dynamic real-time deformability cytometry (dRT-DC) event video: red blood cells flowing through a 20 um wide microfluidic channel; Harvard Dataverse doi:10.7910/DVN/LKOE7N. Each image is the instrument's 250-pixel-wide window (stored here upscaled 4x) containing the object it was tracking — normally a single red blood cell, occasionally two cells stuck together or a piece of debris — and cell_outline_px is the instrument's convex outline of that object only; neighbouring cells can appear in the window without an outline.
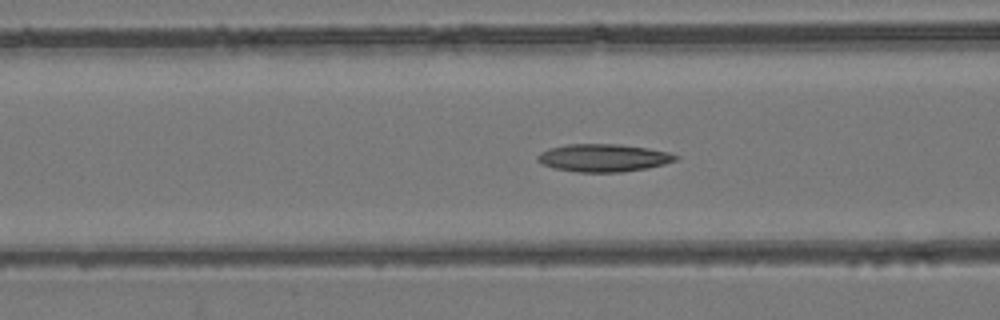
{"species": "common noctule bat (a hibernating species)", "species_latin": "Nyctalus noctula", "temperature_condition": "room temperature", "stored_images_in_passage": 51, "camera_frame_rate_fps": 3000, "um_per_image_px": 0.085, "animal": {"sex": "female", "body_mass_g": 24.6, "forearm_length_mm": 56.2}, "frame": {"image": 1, "passage_image": 19, "time_ms": 6.0, "image_size_px": [1000, 320], "cell_outline_px": [[680, 156], [676, 160], [664, 164], [648, 168], [624, 172], [576, 172], [552, 168], [540, 164], [536, 160], [536, 156], [540, 152], [548, 148], [568, 144], [620, 144], [648, 148], [668, 152]], "centroid_in_image_um": [51.25, 13.42], "position_along_channel_um": 115.3, "area_um2": 22.6}}
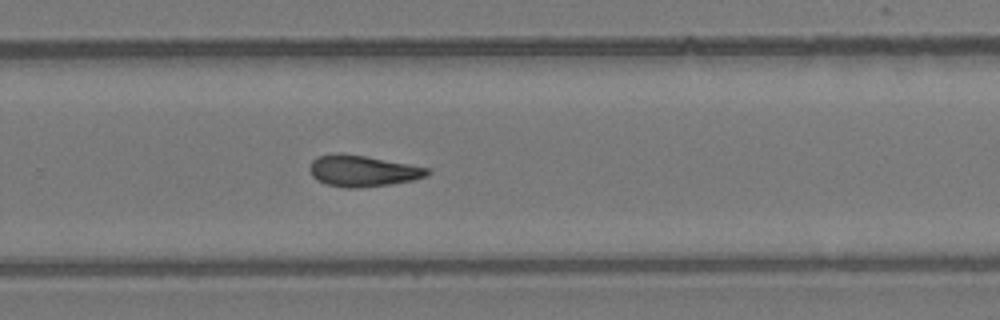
{"frame": {"image": 2, "passage_image": 33, "time_ms": 10.667, "image_size_px": [1000, 320], "cell_outline_px": [[432, 172], [428, 176], [412, 180], [388, 184], [356, 188], [344, 188], [324, 184], [316, 180], [312, 176], [308, 168], [312, 160], [316, 156], [336, 152], [340, 152], [364, 156], [408, 164], [428, 168]], "centroid_in_image_um": [30.76, 14.52], "position_along_channel_um": 299.0, "area_um2": 21.56}}
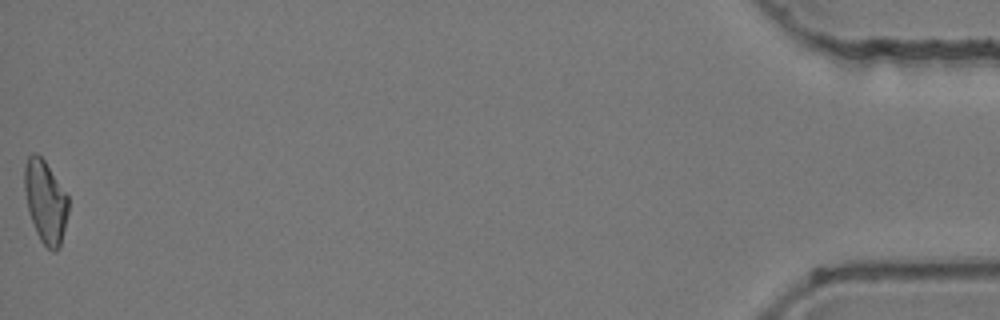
{"frame": {"image": 3, "passage_image": 51, "time_ms": 16.667, "image_size_px": [1000, 320], "cell_outline_px": [[68, 212], [60, 248], [52, 252], [40, 240], [36, 232], [28, 208], [24, 188], [24, 164], [28, 156], [32, 152], [36, 152], [44, 160], [68, 196]], "centroid_in_image_um": [3.86, 17.13], "position_along_channel_um": 431.3, "area_um2": 20.98}, "authors_computed_cell_mechanics": {"area_um2": 21.2704, "velocity_mm_per_s": 3.9469, "shape_relaxation_time_tau1_ms": 6.0774, "shape_relaxation_time_tau2_ms": 7.8359, "deformation_change_tau1": 0.168, "deformation_change_tau2": 0.1928}}